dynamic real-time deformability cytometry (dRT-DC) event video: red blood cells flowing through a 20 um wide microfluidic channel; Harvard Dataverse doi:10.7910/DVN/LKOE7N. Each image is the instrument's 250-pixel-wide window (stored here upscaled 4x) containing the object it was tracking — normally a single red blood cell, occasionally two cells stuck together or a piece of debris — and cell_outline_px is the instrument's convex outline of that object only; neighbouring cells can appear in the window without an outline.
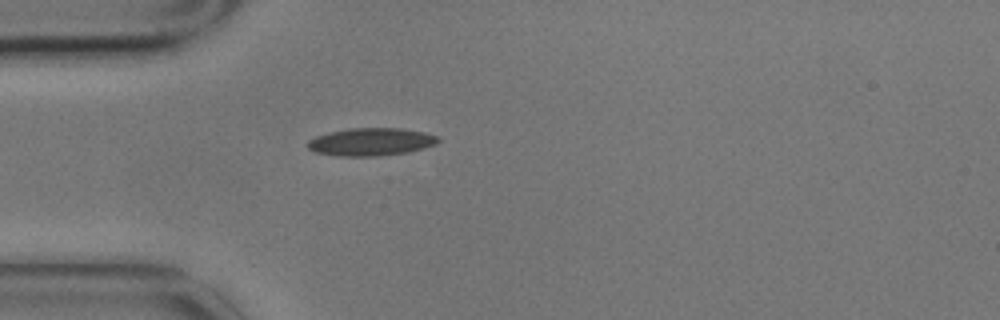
{"species": "common noctule bat (a hibernating species)", "species_latin": "Nyctalus noctula", "temperature_condition": "cold", "stored_images_in_passage": 5, "camera_frame_rate_fps": 3000, "um_per_image_px": 0.085, "animal": {"sex": "male", "body_mass_g": 17.9}, "frame": {"image": 1, "passage_image": 5, "time_ms": 1.333, "image_size_px": [1000, 320], "cell_outline_px": [[440, 140], [436, 144], [424, 148], [408, 152], [380, 156], [340, 156], [316, 152], [308, 148], [308, 140], [316, 136], [328, 132], [348, 128], [400, 128], [424, 132], [440, 136]], "centroid_in_image_um": [31.56, 12.05], "position_along_channel_um": 53.4, "area_um2": 21.21}}